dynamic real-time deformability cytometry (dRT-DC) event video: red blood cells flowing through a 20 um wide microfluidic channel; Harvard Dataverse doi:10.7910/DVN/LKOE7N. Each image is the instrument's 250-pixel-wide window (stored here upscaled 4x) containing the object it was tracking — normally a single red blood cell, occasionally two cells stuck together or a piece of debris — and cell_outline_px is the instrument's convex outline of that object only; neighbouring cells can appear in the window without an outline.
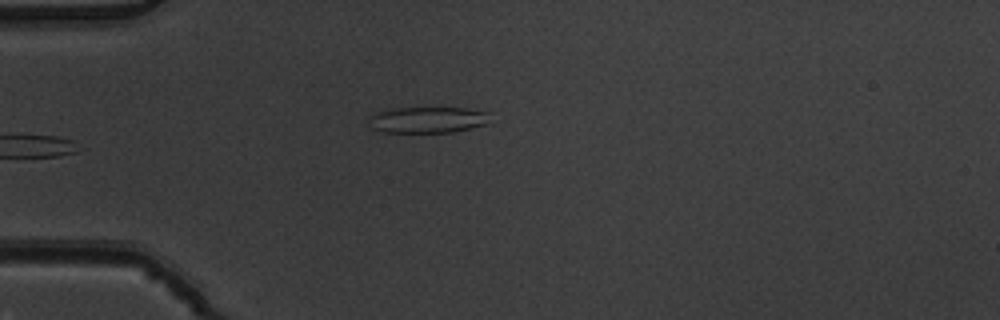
{"species": "common noctule bat (a hibernating species)", "species_latin": "Nyctalus noctula", "temperature_condition": "warm", "stored_images_in_passage": 5, "camera_frame_rate_fps": 3000, "um_per_image_px": 0.085, "animal": {"sex": "male", "body_mass_g": 19.5, "forearm_length_mm": 54.6}, "frame": {"image": 1, "passage_image": 5, "time_ms": 1.333, "image_size_px": [1000, 320], "cell_outline_px": [[488, 112], [484, 124], [452, 132], [384, 132], [372, 128], [368, 116], [372, 112], [392, 108], [464, 108]], "centroid_in_image_um": [36.22, 10.17], "position_along_channel_um": 48.8, "area_um2": 18.21}}